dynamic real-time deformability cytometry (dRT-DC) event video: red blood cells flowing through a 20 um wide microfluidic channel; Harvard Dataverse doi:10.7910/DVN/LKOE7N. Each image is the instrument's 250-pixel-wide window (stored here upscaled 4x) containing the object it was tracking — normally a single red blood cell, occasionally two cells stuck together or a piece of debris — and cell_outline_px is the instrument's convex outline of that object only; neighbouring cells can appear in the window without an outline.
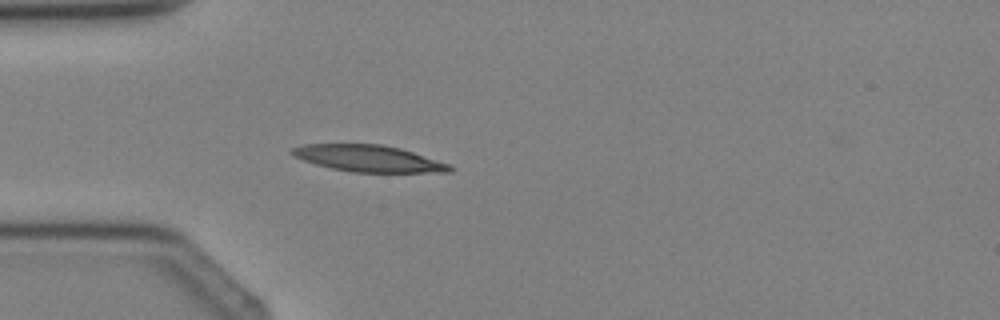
{"species": "Egyptian fruit bat (a non-hibernating species)", "species_latin": "Rousettus aegyptiacus", "temperature_condition": "cold", "stored_images_in_passage": 3, "camera_frame_rate_fps": 3000, "um_per_image_px": 0.085, "animal": {"sex": "female"}, "frame": {"image": 1, "passage_image": 3, "time_ms": 2.333, "image_size_px": [1000, 320], "cell_outline_px": [[456, 168], [452, 172], [352, 172], [332, 168], [316, 164], [292, 156], [288, 152], [292, 148], [304, 144], [380, 144], [400, 148], [448, 164]], "centroid_in_image_um": [31.29, 13.47], "position_along_channel_um": 53.7, "area_um2": 24.28}}